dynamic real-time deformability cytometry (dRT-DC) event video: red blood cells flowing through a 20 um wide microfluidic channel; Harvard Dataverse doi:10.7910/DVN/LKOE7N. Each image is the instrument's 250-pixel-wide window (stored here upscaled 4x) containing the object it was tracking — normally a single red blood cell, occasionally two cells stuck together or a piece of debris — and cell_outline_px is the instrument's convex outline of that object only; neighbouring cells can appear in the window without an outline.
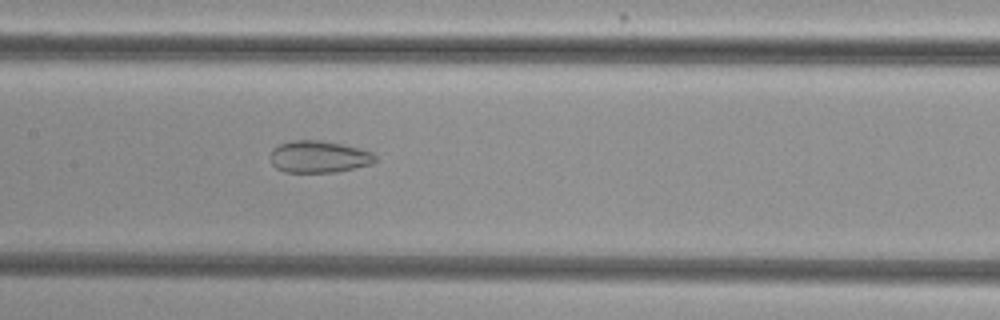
{"species": "common noctule bat (a hibernating species)", "species_latin": "Nyctalus noctula", "temperature_condition": "cold", "stored_images_in_passage": 53, "camera_frame_rate_fps": 3000, "um_per_image_px": 0.085, "animal": {"sex": "female", "body_mass_g": 29.2, "forearm_length_mm": 56.3}, "frame": {"image": 1, "passage_image": 26, "time_ms": 8.333, "image_size_px": [1000, 320], "cell_outline_px": [[376, 160], [372, 164], [336, 172], [284, 172], [276, 168], [272, 164], [268, 156], [272, 148], [280, 144], [292, 140], [320, 140], [360, 148], [372, 152], [376, 156]], "centroid_in_image_um": [27.07, 13.32], "position_along_channel_um": 180.3, "area_um2": 19.71}}
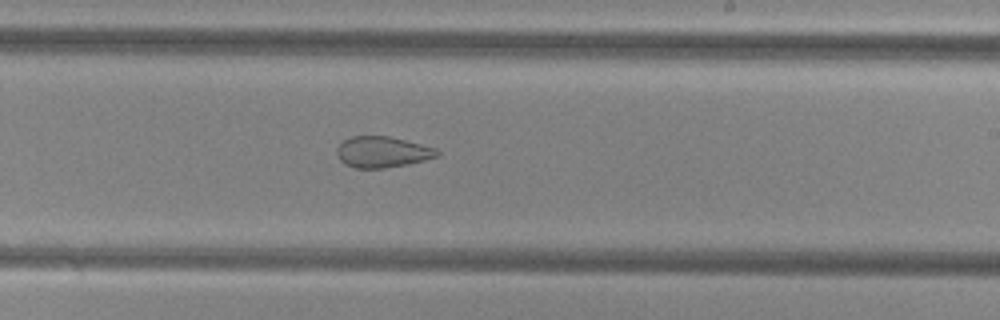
{"frame": {"image": 2, "passage_image": 32, "time_ms": 10.333, "image_size_px": [1000, 320], "cell_outline_px": [[440, 156], [408, 164], [384, 168], [356, 168], [344, 164], [340, 160], [336, 152], [336, 148], [344, 140], [352, 136], [388, 136], [436, 148], [440, 152]], "centroid_in_image_um": [32.5, 12.92], "position_along_channel_um": 256.5, "area_um2": 18.09}}
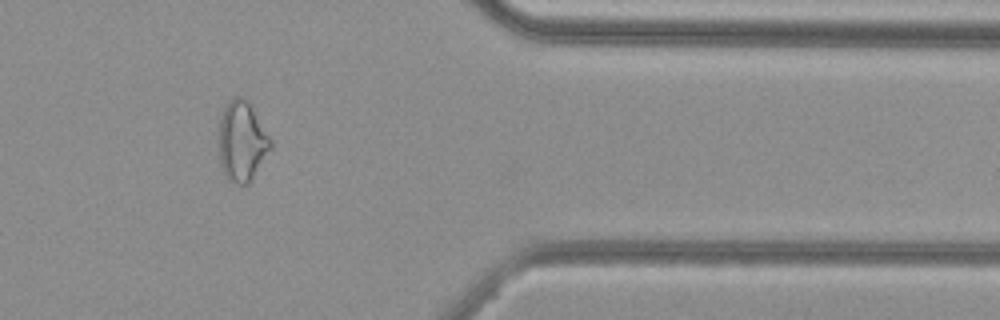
{"frame": {"image": 3, "passage_image": 44, "time_ms": 14.333, "image_size_px": [1000, 320], "cell_outline_px": [[272, 148], [248, 184], [236, 184], [228, 180], [224, 176], [220, 164], [220, 116], [228, 100], [232, 96], [244, 96], [252, 104], [272, 140]], "centroid_in_image_um": [20.58, 11.97], "position_along_channel_um": 390.8, "area_um2": 24.51}, "authors_computed_cell_mechanics": {"area_um2": 24.9696, "velocity_mm_per_s": 3.8229, "shape_relaxation_time_tau1_ms": null, "shape_relaxation_time_tau2_ms": 2.9365, "deformation_change_tau1": null, "deformation_change_tau2": 0.102}}